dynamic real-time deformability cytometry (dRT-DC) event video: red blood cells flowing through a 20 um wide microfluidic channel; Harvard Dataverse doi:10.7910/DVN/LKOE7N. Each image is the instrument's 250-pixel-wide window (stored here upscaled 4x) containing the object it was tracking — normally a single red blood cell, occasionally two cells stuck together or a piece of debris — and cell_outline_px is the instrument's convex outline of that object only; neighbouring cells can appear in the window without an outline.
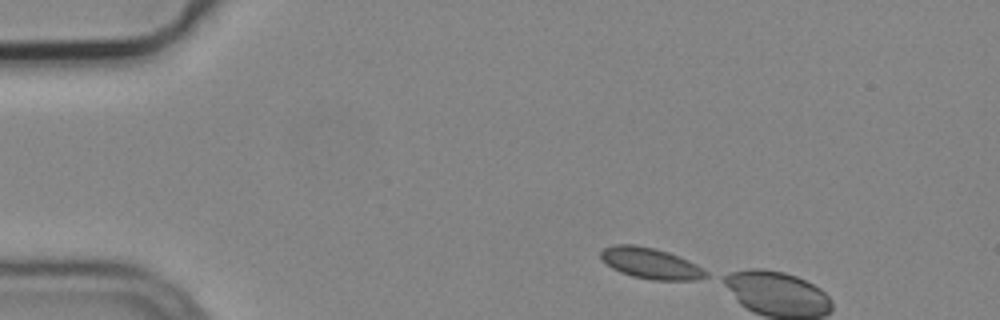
{"species": "common noctule bat (a hibernating species)", "species_latin": "Nyctalus noctula", "temperature_condition": "cold", "stored_images_in_passage": 4, "camera_frame_rate_fps": 3000, "um_per_image_px": 0.085, "animal": {"sex": "male", "body_mass_g": 19.2, "forearm_length_mm": 51.8}, "frame": {"image": 1, "passage_image": 1, "time_ms": 0.0, "image_size_px": [1000, 320], "cell_outline_px": [[708, 276], [696, 280], [652, 280], [632, 276], [620, 272], [612, 268], [600, 260], [600, 252], [604, 248], [616, 244], [636, 244], [656, 248], [680, 256], [696, 264], [708, 272]], "centroid_in_image_um": [55.29, 22.37], "position_along_channel_um": 29.7, "area_um2": 19.19}}